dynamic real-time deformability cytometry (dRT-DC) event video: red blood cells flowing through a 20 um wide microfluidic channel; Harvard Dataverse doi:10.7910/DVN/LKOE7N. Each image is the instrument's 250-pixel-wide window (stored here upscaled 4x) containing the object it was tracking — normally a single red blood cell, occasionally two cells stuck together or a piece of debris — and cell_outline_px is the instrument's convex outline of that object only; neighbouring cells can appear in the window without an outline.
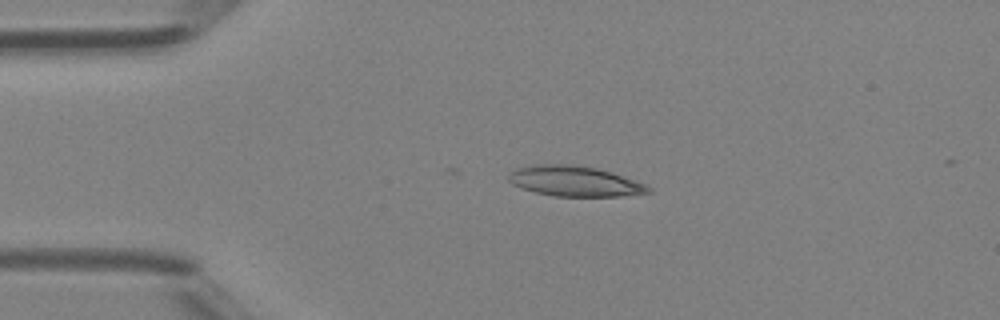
{"species": "Egyptian fruit bat (a non-hibernating species)", "species_latin": "Rousettus aegyptiacus", "temperature_condition": "room temperature", "stored_images_in_passage": 4, "camera_frame_rate_fps": 3000, "um_per_image_px": 0.085, "animal": {"sex": "female"}, "frame": {"image": 1, "passage_image": 1, "time_ms": 0.0, "image_size_px": [1000, 320], "cell_outline_px": [[652, 192], [620, 196], [552, 196], [520, 188], [512, 184], [508, 180], [508, 176], [516, 168], [532, 164], [572, 164], [596, 168], [612, 172], [644, 184], [652, 188]], "centroid_in_image_um": [48.81, 15.4], "position_along_channel_um": 36.2, "area_um2": 24.68}}